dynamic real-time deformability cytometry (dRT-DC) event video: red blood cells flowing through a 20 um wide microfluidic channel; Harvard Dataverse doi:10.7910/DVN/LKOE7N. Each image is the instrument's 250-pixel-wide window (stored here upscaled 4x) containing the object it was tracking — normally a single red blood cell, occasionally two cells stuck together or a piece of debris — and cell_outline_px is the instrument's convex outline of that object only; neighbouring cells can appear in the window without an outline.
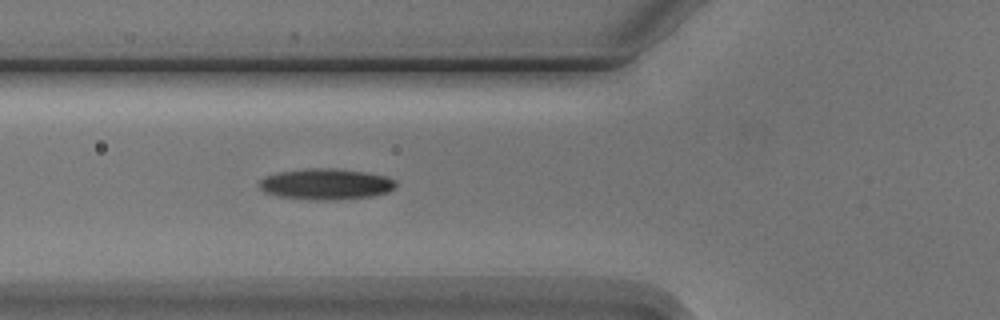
{"species": "Egyptian fruit bat (a non-hibernating species)", "species_latin": "Rousettus aegyptiacus", "temperature_condition": "cold", "stored_images_in_passage": 5, "camera_frame_rate_fps": 3000, "um_per_image_px": 0.085, "animal": {"sex": "male"}, "frame": {"image": 1, "passage_image": 5, "time_ms": 5.333, "image_size_px": [1000, 320], "cell_outline_px": [[396, 188], [388, 192], [372, 196], [320, 200], [308, 200], [280, 196], [264, 192], [256, 184], [264, 176], [280, 172], [308, 168], [328, 168], [364, 172], [388, 176], [396, 180]], "centroid_in_image_um": [27.69, 15.64], "position_along_channel_um": 98.1, "area_um2": 24.62}}